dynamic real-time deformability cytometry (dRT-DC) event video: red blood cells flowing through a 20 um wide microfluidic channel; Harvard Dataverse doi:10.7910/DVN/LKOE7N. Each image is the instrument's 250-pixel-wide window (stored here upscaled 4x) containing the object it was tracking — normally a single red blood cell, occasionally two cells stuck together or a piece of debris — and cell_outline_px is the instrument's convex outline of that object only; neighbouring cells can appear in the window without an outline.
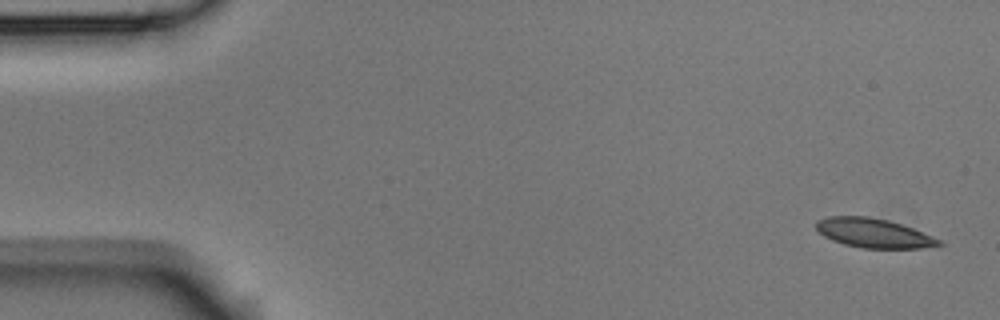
{"species": "Egyptian fruit bat (a non-hibernating species)", "species_latin": "Rousettus aegyptiacus", "temperature_condition": "room temperature", "stored_images_in_passage": 15, "camera_frame_rate_fps": 3000, "um_per_image_px": 0.085, "animal": {"sex": "male"}, "frame": {"image": 1, "passage_image": 1, "time_ms": 0.0, "image_size_px": [1000, 320], "cell_outline_px": [[944, 244], [920, 248], [864, 248], [844, 244], [832, 240], [824, 236], [816, 228], [816, 220], [828, 216], [868, 216], [888, 220], [912, 228], [932, 236], [940, 240]], "centroid_in_image_um": [74.23, 19.8], "position_along_channel_um": 10.8, "area_um2": 20.75}}
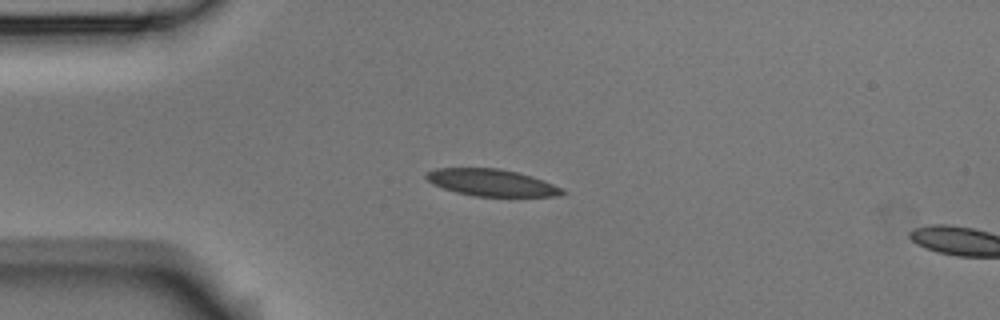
{"frame": {"image": 2, "passage_image": 12, "time_ms": 3.667, "image_size_px": [1000, 320], "cell_outline_px": [[568, 192], [556, 196], [472, 196], [456, 192], [432, 184], [424, 176], [428, 172], [436, 168], [500, 168], [532, 176], [544, 180]], "centroid_in_image_um": [41.77, 15.52], "position_along_channel_um": 43.2, "area_um2": 21.21}}